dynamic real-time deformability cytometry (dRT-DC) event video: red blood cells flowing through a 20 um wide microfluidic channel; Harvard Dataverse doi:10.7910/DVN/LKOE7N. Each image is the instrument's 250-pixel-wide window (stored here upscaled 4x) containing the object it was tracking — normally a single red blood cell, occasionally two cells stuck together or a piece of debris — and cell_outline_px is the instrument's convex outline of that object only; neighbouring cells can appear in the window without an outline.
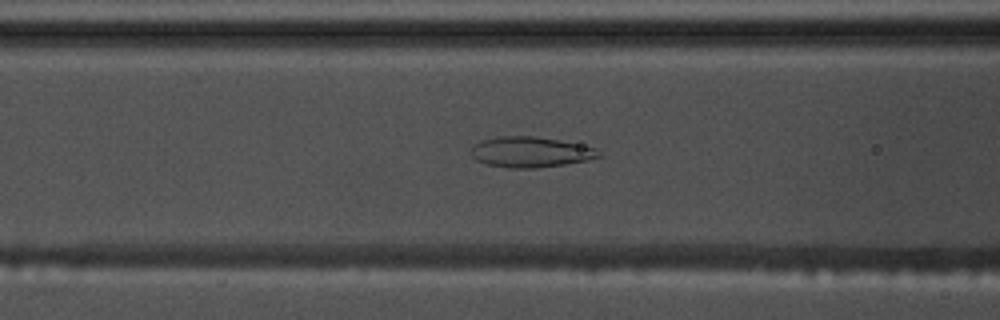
{"species": "common noctule bat (a hibernating species)", "species_latin": "Nyctalus noctula", "temperature_condition": "warm", "stored_images_in_passage": 58, "camera_frame_rate_fps": 3000, "um_per_image_px": 0.085, "animal": {"sex": "male", "body_mass_g": 17.5, "forearm_length_mm": 52.3}, "frame": {"image": 1, "passage_image": 24, "time_ms": 7.667, "image_size_px": [1000, 320], "cell_outline_px": [[604, 156], [588, 160], [564, 164], [536, 168], [508, 168], [488, 164], [476, 160], [472, 156], [472, 148], [480, 140], [500, 136], [536, 136], [596, 148]], "centroid_in_image_um": [45.1, 12.93], "position_along_channel_um": 121.5, "area_um2": 22.54}}
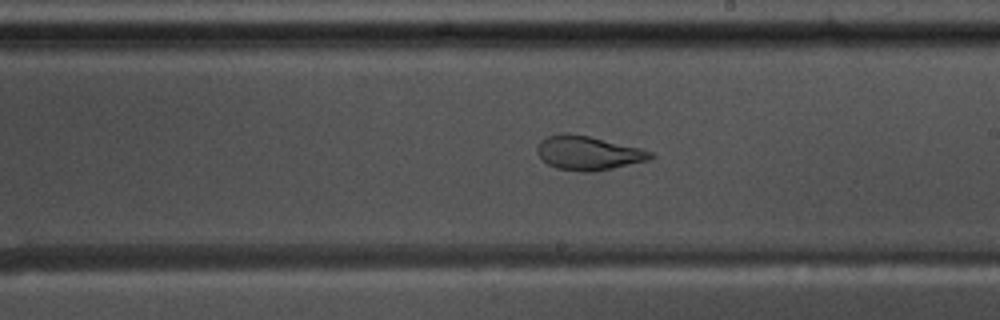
{"frame": {"image": 2, "passage_image": 34, "time_ms": 11.0, "image_size_px": [1000, 320], "cell_outline_px": [[656, 156], [648, 160], [612, 168], [592, 172], [580, 172], [556, 168], [548, 164], [536, 152], [536, 148], [540, 140], [548, 136], [564, 132], [568, 132], [588, 136], [640, 148], [652, 152]], "centroid_in_image_um": [49.97, 13.0], "position_along_channel_um": 239.0, "area_um2": 22.43}}
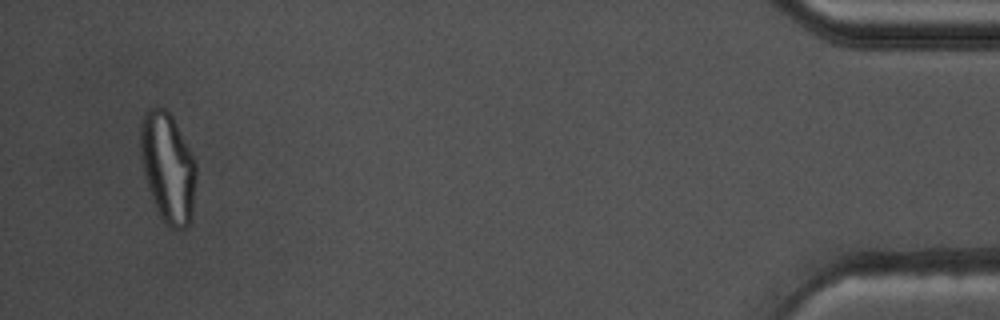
{"frame": {"image": 3, "passage_image": 56, "time_ms": 18.333, "image_size_px": [1000, 320], "cell_outline_px": [[196, 180], [192, 212], [188, 224], [180, 232], [172, 232], [164, 224], [152, 200], [144, 176], [140, 160], [140, 124], [144, 112], [152, 108], [164, 108], [172, 116], [196, 164]], "centroid_in_image_um": [14.24, 14.3], "position_along_channel_um": 421.0, "area_um2": 35.95}, "authors_computed_cell_mechanics": {"area_um2": 29.0445, "velocity_mm_per_s": 3.5413, "shape_relaxation_time_tau1_ms": null, "shape_relaxation_time_tau2_ms": 1.1904, "deformation_change_tau1": null, "deformation_change_tau2": 0.0837}}